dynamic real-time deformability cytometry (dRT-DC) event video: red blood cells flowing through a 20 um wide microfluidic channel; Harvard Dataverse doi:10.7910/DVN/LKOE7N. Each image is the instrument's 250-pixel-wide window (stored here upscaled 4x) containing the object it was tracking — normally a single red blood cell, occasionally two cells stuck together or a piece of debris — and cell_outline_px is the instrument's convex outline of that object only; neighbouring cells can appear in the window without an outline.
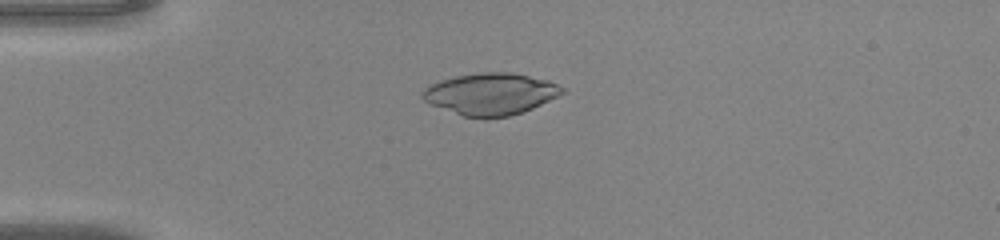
{"species": "common noctule bat (a hibernating species)", "species_latin": "Nyctalus noctula", "temperature_condition": "warm", "stored_images_in_passage": 47, "camera_frame_rate_fps": 3000, "um_per_image_px": 0.085, "animal": {"sex": "male", "body_mass_g": 20.0, "forearm_length_mm": 53.3}, "frame": {"image": 1, "passage_image": 13, "time_ms": 4.0, "image_size_px": [1000, 240], "cell_outline_px": [[564, 92], [532, 108], [508, 116], [488, 120], [464, 116], [428, 104], [420, 96], [420, 92], [428, 84], [456, 76], [484, 72], [512, 72], [548, 80], [564, 88]], "centroid_in_image_um": [41.63, 8.0], "position_along_channel_um": 43.4, "area_um2": 34.16}}